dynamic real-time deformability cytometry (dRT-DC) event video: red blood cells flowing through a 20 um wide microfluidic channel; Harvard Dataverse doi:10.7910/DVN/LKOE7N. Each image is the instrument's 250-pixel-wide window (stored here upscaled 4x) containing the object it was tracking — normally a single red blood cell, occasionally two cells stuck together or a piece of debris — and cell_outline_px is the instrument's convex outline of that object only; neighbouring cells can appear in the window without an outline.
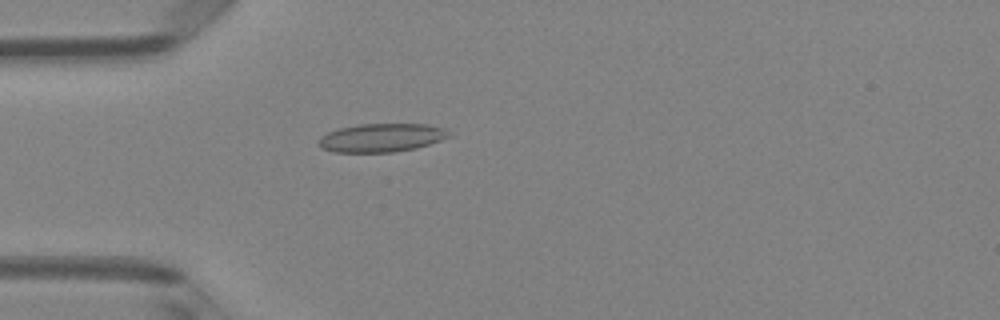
{"species": "Egyptian fruit bat (a non-hibernating species)", "species_latin": "Rousettus aegyptiacus", "temperature_condition": "room temperature", "stored_images_in_passage": 26, "camera_frame_rate_fps": 3000, "um_per_image_px": 0.085, "animal": {"sex": "female"}, "frame": {"image": 1, "passage_image": 14, "time_ms": 4.333, "image_size_px": [1000, 320], "cell_outline_px": [[452, 136], [416, 148], [392, 152], [336, 152], [320, 148], [320, 136], [328, 132], [340, 128], [360, 124], [424, 124], [444, 128]], "centroid_in_image_um": [32.42, 11.7], "position_along_channel_um": 52.6, "area_um2": 21.39}}
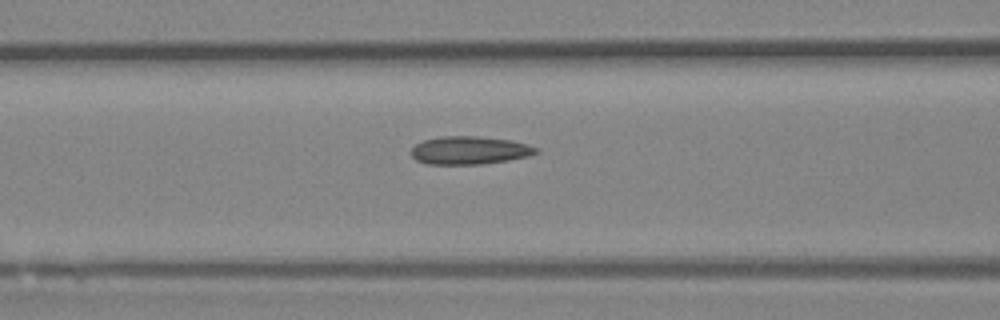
{"frame": {"image": 2, "passage_image": 20, "time_ms": 6.333, "image_size_px": [1000, 320], "cell_outline_px": [[540, 152], [528, 156], [508, 160], [480, 164], [428, 164], [416, 160], [412, 156], [412, 148], [416, 144], [424, 140], [440, 136], [480, 136], [512, 140], [540, 148]], "centroid_in_image_um": [39.94, 12.77], "position_along_channel_um": 126.7, "area_um2": 20.46}}
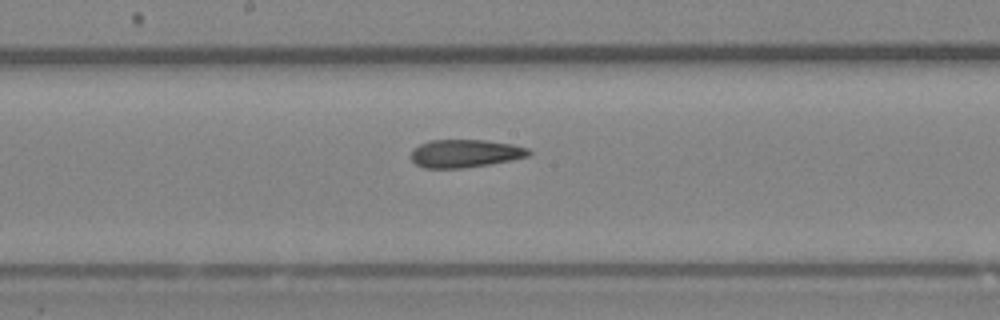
{"frame": {"image": 3, "passage_image": 26, "time_ms": 8.333, "image_size_px": [1000, 320], "cell_outline_px": [[532, 152], [528, 156], [512, 160], [492, 164], [464, 168], [424, 168], [416, 164], [412, 160], [412, 148], [428, 140], [484, 140], [512, 144], [528, 148]], "centroid_in_image_um": [39.54, 13.04], "position_along_channel_um": 208.7, "area_um2": 19.31}}